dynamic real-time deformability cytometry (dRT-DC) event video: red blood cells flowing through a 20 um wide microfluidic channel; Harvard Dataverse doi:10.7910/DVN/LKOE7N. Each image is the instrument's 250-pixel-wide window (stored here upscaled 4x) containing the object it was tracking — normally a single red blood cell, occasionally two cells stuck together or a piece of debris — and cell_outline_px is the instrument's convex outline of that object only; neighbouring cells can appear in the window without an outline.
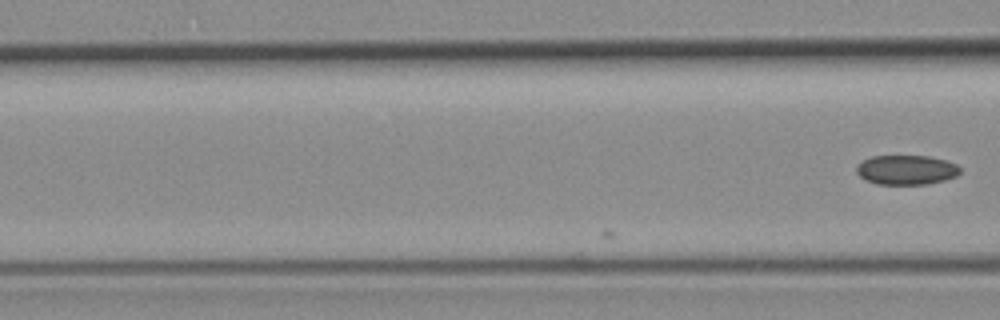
{"species": "common noctule bat (a hibernating species)", "species_latin": "Nyctalus noctula", "temperature_condition": "room temperature", "stored_images_in_passage": 4, "camera_frame_rate_fps": 3000, "um_per_image_px": 0.085, "animal": {"sex": "female", "body_mass_g": 19.3, "forearm_length_mm": 54.1}, "frame": {"image": 1, "passage_image": 4, "time_ms": 1.0, "image_size_px": [1000, 320], "cell_outline_px": [[960, 172], [956, 176], [944, 180], [928, 184], [876, 184], [860, 176], [856, 172], [856, 168], [864, 160], [872, 156], [928, 156], [948, 160], [956, 164], [960, 168]], "centroid_in_image_um": [77.08, 14.44], "position_along_channel_um": 89.5, "area_um2": 17.74}}